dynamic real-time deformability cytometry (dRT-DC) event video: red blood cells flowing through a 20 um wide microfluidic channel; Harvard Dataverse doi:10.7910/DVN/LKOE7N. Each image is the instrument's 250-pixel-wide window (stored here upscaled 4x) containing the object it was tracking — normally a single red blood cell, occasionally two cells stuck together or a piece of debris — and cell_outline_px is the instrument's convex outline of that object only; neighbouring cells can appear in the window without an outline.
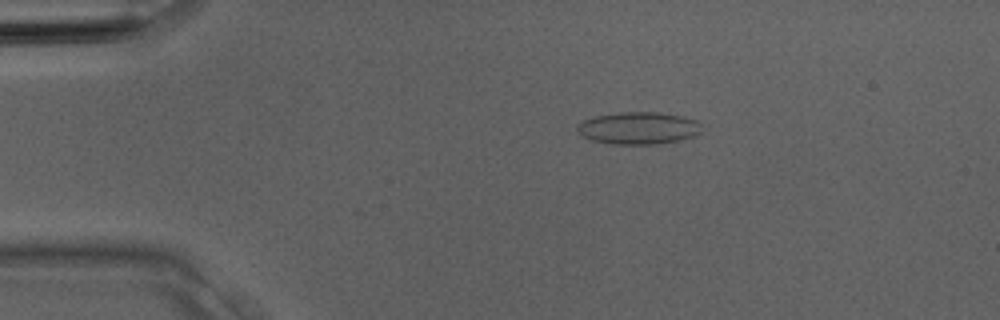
{"species": "Egyptian fruit bat (a non-hibernating species)", "species_latin": "Rousettus aegyptiacus", "temperature_condition": "room temperature", "stored_images_in_passage": 4, "camera_frame_rate_fps": 3000, "um_per_image_px": 0.085, "animal": {"sex": "male"}, "frame": {"image": 1, "passage_image": 2, "time_ms": 0.333, "image_size_px": [1000, 320], "cell_outline_px": [[700, 132], [696, 136], [680, 140], [660, 144], [612, 144], [592, 140], [576, 132], [576, 128], [584, 120], [596, 116], [620, 112], [656, 112], [684, 116], [696, 120], [700, 124]], "centroid_in_image_um": [54.29, 10.89], "position_along_channel_um": 30.7, "area_um2": 23.41}}